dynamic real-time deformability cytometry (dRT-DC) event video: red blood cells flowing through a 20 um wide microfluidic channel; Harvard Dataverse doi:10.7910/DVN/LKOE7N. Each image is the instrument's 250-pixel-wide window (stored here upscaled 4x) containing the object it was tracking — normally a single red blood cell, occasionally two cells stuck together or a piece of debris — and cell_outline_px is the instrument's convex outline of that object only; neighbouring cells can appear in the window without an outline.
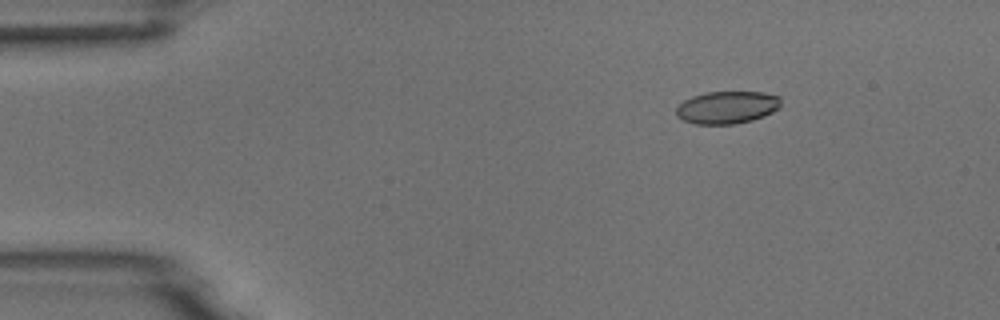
{"species": "common noctule bat (a hibernating species)", "species_latin": "Nyctalus noctula", "temperature_condition": "room temperature", "stored_images_in_passage": 5, "segment_of_instrument_passage": [1, 2], "camera_frame_rate_fps": 3000, "um_per_image_px": 0.085, "animal": {"sex": "male", "body_mass_g": 18.8}, "frame": {"image": 1, "passage_image": 2, "time_ms": 2.0, "image_size_px": [1000, 320], "cell_outline_px": [[780, 108], [764, 116], [752, 120], [736, 124], [696, 124], [684, 120], [676, 116], [676, 108], [684, 100], [692, 96], [704, 92], [764, 92], [780, 96]], "centroid_in_image_um": [61.81, 9.12], "position_along_channel_um": 23.2, "area_um2": 19.94}}